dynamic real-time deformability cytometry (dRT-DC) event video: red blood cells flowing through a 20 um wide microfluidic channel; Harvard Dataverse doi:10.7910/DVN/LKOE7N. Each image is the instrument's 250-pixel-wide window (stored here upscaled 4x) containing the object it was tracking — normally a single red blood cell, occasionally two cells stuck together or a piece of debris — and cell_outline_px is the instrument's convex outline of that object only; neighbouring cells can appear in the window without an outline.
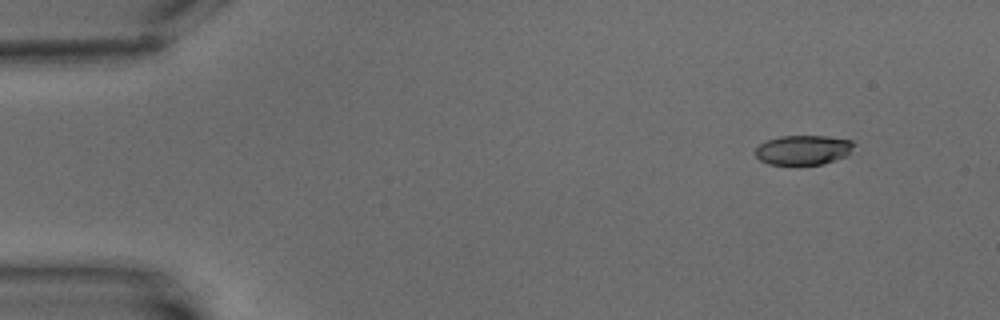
{"species": "common noctule bat (a hibernating species)", "species_latin": "Nyctalus noctula", "temperature_condition": "warm", "stored_images_in_passage": 2, "camera_frame_rate_fps": 3000, "um_per_image_px": 0.085, "animal": {"sex": "male", "body_mass_g": 15.6}, "frame": {"image": 1, "passage_image": 2, "time_ms": 1.333, "image_size_px": [1000, 320], "cell_outline_px": [[856, 144], [848, 156], [824, 164], [768, 164], [760, 160], [756, 156], [756, 148], [760, 144], [768, 140], [780, 136], [824, 136], [852, 140]], "centroid_in_image_um": [68.33, 12.75], "position_along_channel_um": 16.7, "area_um2": 17.05}}